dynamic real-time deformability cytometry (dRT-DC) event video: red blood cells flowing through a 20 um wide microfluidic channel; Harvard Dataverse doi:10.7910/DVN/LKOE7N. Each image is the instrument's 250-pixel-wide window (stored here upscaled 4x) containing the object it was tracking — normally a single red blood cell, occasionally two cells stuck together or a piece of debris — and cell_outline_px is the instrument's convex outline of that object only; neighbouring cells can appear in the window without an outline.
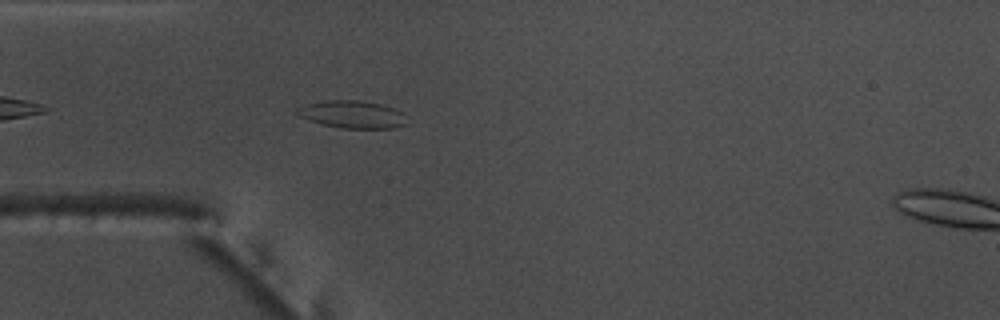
{"species": "common noctule bat (a hibernating species)", "species_latin": "Nyctalus noctula", "temperature_condition": "warm", "stored_images_in_passage": 43, "camera_frame_rate_fps": 3000, "um_per_image_px": 0.085, "animal": {"sex": "male", "body_mass_g": 17.5, "forearm_length_mm": 52.3}, "frame": {"image": 1, "passage_image": 5, "time_ms": 1.333, "image_size_px": [1000, 320], "cell_outline_px": [[408, 124], [396, 128], [340, 128], [308, 120], [300, 116], [296, 112], [296, 108], [308, 104], [328, 100], [360, 100], [380, 104], [392, 108], [400, 112]], "centroid_in_image_um": [29.94, 9.73], "position_along_channel_um": 55.1, "area_um2": 17.34}}
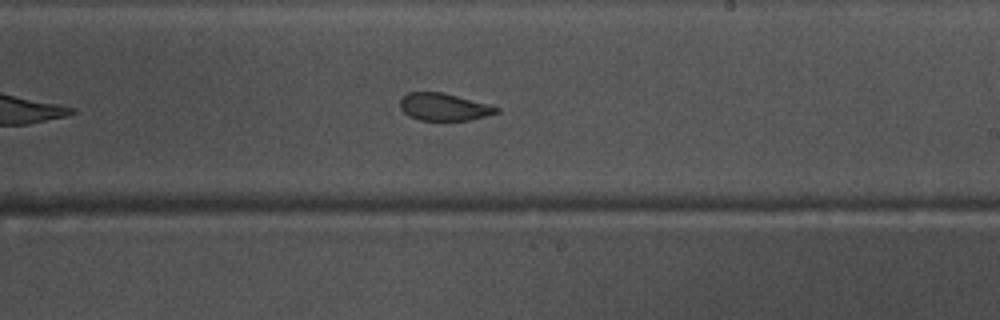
{"frame": {"image": 2, "passage_image": 21, "time_ms": 6.667, "image_size_px": [1000, 320], "cell_outline_px": [[500, 112], [468, 120], [420, 120], [408, 116], [400, 108], [400, 100], [408, 92], [444, 92], [488, 104], [500, 108]], "centroid_in_image_um": [37.72, 9.08], "position_along_channel_um": 251.3, "area_um2": 15.32}}
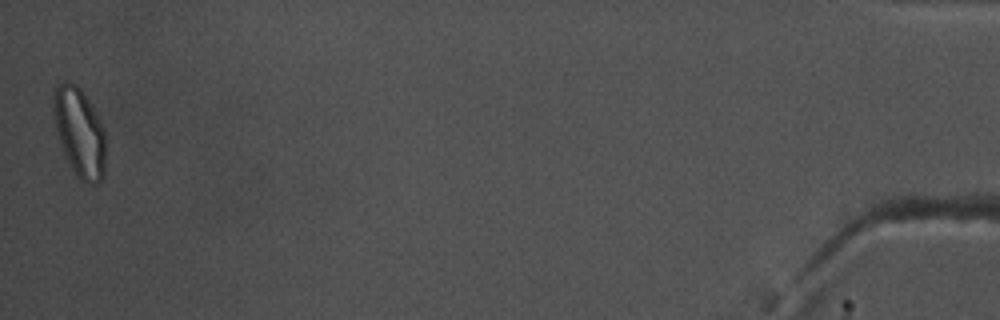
{"frame": {"image": 3, "passage_image": 43, "time_ms": 14.0, "image_size_px": [1000, 320], "cell_outline_px": [[104, 176], [96, 184], [88, 184], [80, 180], [76, 176], [64, 152], [56, 128], [52, 108], [52, 92], [56, 84], [60, 80], [72, 80], [80, 88], [88, 100], [104, 132]], "centroid_in_image_um": [6.71, 11.19], "position_along_channel_um": 428.5, "area_um2": 26.88}, "authors_computed_cell_mechanics": {"area_um2": 16.762, "velocity_mm_per_s": 3.7755, "shape_relaxation_time_tau1_ms": 5.5139, "shape_relaxation_time_tau2_ms": 1.4753, "deformation_change_tau1": 0.1391, "deformation_change_tau2": 0.0655}}